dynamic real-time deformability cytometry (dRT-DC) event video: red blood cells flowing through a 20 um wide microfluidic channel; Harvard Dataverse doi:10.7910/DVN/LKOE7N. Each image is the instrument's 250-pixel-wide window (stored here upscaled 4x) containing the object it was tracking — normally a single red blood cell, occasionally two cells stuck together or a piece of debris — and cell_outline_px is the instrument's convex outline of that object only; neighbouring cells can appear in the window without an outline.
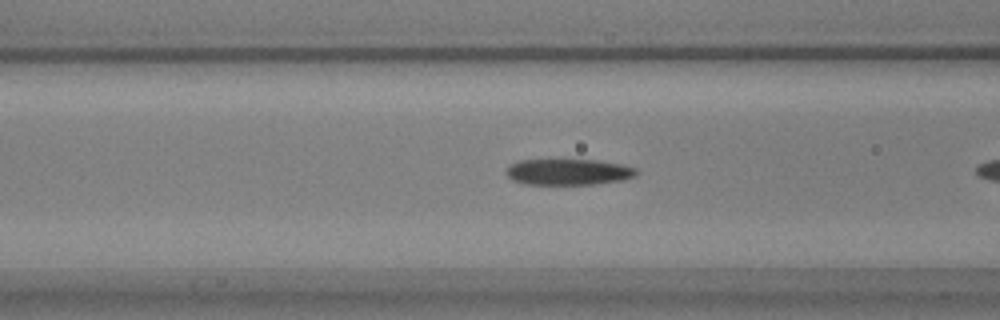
{"species": "common noctule bat (a hibernating species)", "species_latin": "Nyctalus noctula", "temperature_condition": "warm", "stored_images_in_passage": 29, "camera_frame_rate_fps": 3000, "um_per_image_px": 0.085, "animal": {"sex": "male", "body_mass_g": 17.9, "forearm_length_mm": 54.2}, "frame": {"image": 1, "passage_image": 6, "time_ms": 1.667, "image_size_px": [1000, 320], "cell_outline_px": [[640, 172], [636, 176], [624, 180], [596, 184], [524, 184], [512, 180], [504, 172], [512, 164], [520, 160], [596, 160], [624, 164], [636, 168]], "centroid_in_image_um": [48.37, 14.62], "position_along_channel_um": 118.2, "area_um2": 19.94}}
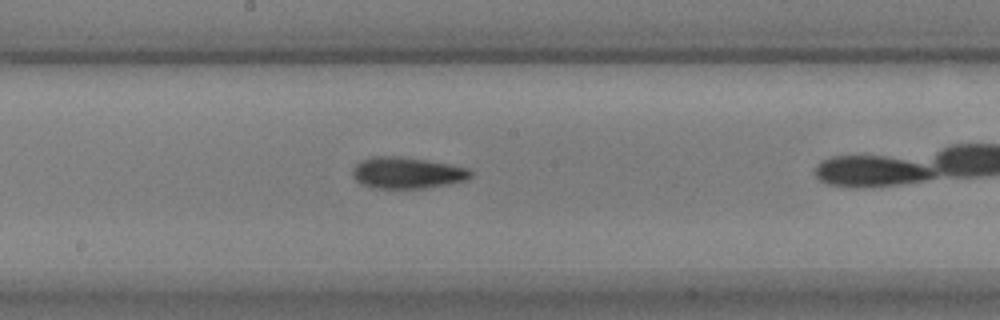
{"frame": {"image": 2, "passage_image": 14, "time_ms": 4.333, "image_size_px": [1000, 320], "cell_outline_px": [[472, 176], [468, 180], [448, 184], [424, 188], [372, 188], [360, 184], [352, 176], [352, 168], [360, 160], [372, 156], [400, 156], [452, 164], [468, 168], [472, 172]], "centroid_in_image_um": [34.59, 14.69], "position_along_channel_um": 213.6, "area_um2": 21.91}}
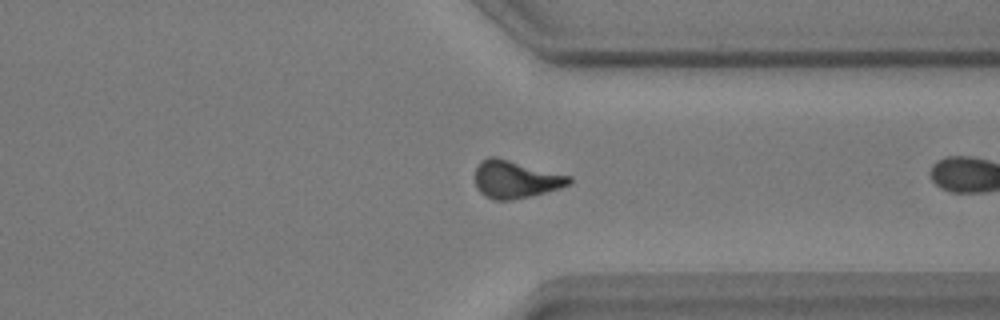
{"frame": {"image": 3, "passage_image": 27, "time_ms": 8.667, "image_size_px": [1000, 320], "cell_outline_px": [[572, 184], [560, 188], [532, 196], [508, 200], [492, 200], [484, 196], [476, 188], [476, 168], [480, 160], [488, 156], [496, 156], [572, 176]], "centroid_in_image_um": [43.83, 15.24], "position_along_channel_um": 367.6, "area_um2": 20.92}}